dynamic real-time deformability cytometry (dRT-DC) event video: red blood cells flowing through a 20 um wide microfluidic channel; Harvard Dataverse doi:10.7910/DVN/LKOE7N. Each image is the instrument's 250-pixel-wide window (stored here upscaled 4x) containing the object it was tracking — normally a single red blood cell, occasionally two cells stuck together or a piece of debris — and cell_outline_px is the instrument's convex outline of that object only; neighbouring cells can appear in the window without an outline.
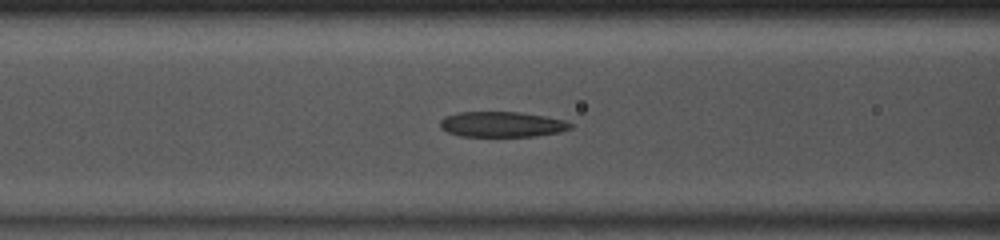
{"species": "common noctule bat (a hibernating species)", "species_latin": "Nyctalus noctula", "temperature_condition": "room temperature", "stored_images_in_passage": 38, "camera_frame_rate_fps": 3000, "um_per_image_px": 0.085, "animal": {"sex": "male", "body_mass_g": 13.0, "forearm_length_mm": 53.1}, "frame": {"image": 1, "passage_image": 9, "time_ms": 2.667, "image_size_px": [1000, 240], "cell_outline_px": [[572, 128], [560, 132], [536, 136], [460, 136], [448, 132], [440, 128], [440, 120], [444, 116], [456, 112], [520, 112], [544, 116], [564, 120], [572, 124]], "centroid_in_image_um": [42.64, 10.56], "position_along_channel_um": 124.0, "area_um2": 19.36}}
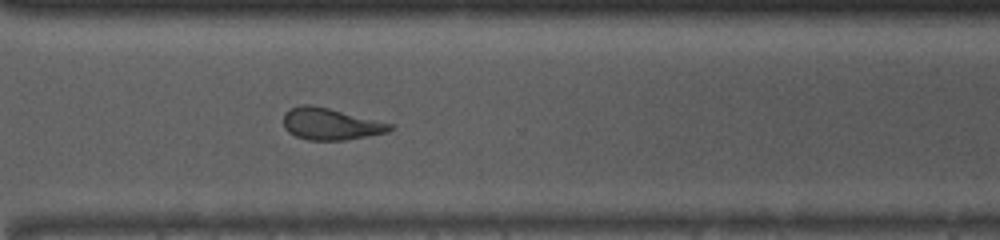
{"frame": {"image": 2, "passage_image": 25, "time_ms": 8.0, "image_size_px": [1000, 240], "cell_outline_px": [[396, 128], [388, 132], [344, 140], [308, 140], [296, 136], [288, 132], [284, 128], [284, 112], [288, 108], [300, 104], [308, 104], [328, 108], [392, 124]], "centroid_in_image_um": [28.06, 10.53], "position_along_channel_um": 342.5, "area_um2": 19.65}}
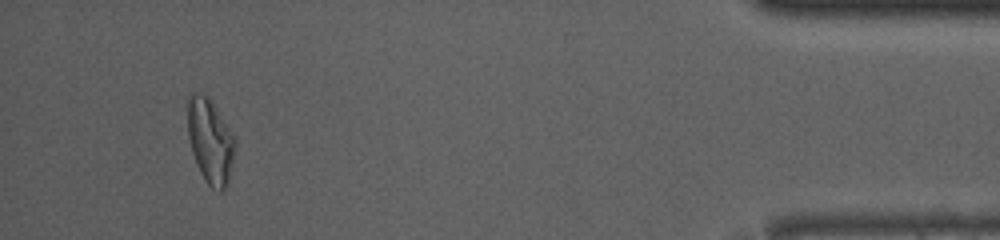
{"frame": {"image": 3, "passage_image": 35, "time_ms": 11.333, "image_size_px": [1000, 240], "cell_outline_px": [[236, 152], [228, 184], [220, 192], [212, 188], [208, 184], [200, 172], [196, 164], [192, 152], [188, 136], [184, 104], [188, 92], [196, 92], [208, 96], [236, 136]], "centroid_in_image_um": [17.85, 11.92], "position_along_channel_um": 417.3, "area_um2": 24.51}, "authors_computed_cell_mechanics": {"area_um2": 20.2878, "velocity_mm_per_s": 4.0988, "shape_relaxation_time_tau1_ms": 4.9652, "shape_relaxation_time_tau2_ms": 2.6299, "deformation_change_tau1": 0.2007, "deformation_change_tau2": 0.1089}}